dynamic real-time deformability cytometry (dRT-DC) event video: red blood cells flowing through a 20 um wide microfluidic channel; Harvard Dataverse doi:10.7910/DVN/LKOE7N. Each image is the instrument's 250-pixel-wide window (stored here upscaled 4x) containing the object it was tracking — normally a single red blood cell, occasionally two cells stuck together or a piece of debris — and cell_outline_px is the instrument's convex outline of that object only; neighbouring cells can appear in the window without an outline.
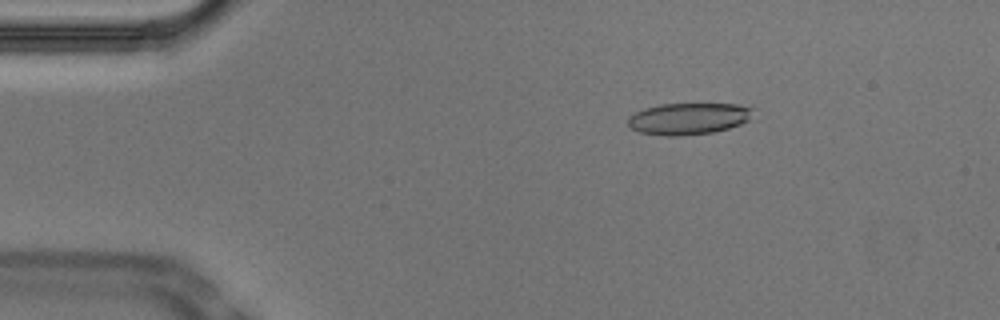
{"species": "Egyptian fruit bat (a non-hibernating species)", "species_latin": "Rousettus aegyptiacus", "temperature_condition": "cold", "stored_images_in_passage": 54, "camera_frame_rate_fps": 3000, "um_per_image_px": 0.085, "animal": {"sex": "male"}, "frame": {"image": 1, "passage_image": 9, "time_ms": 2.667, "image_size_px": [1000, 320], "cell_outline_px": [[752, 108], [748, 120], [740, 124], [728, 128], [712, 132], [676, 136], [668, 136], [640, 132], [632, 128], [628, 124], [628, 116], [644, 108], [660, 104], [736, 104]], "centroid_in_image_um": [58.47, 10.08], "position_along_channel_um": 26.5, "area_um2": 22.72}}
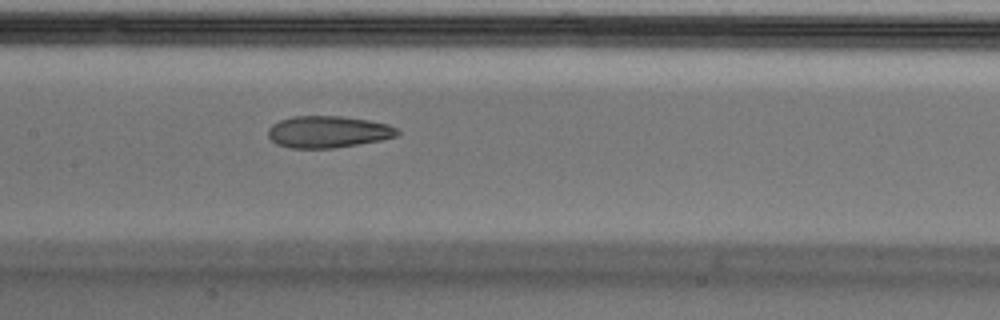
{"frame": {"image": 2, "passage_image": 26, "time_ms": 8.333, "image_size_px": [1000, 320], "cell_outline_px": [[400, 132], [396, 136], [380, 140], [332, 148], [292, 148], [276, 144], [268, 136], [268, 128], [272, 124], [280, 120], [292, 116], [340, 116], [368, 120], [388, 124], [396, 128]], "centroid_in_image_um": [27.85, 11.2], "position_along_channel_um": 179.5, "area_um2": 23.81}}
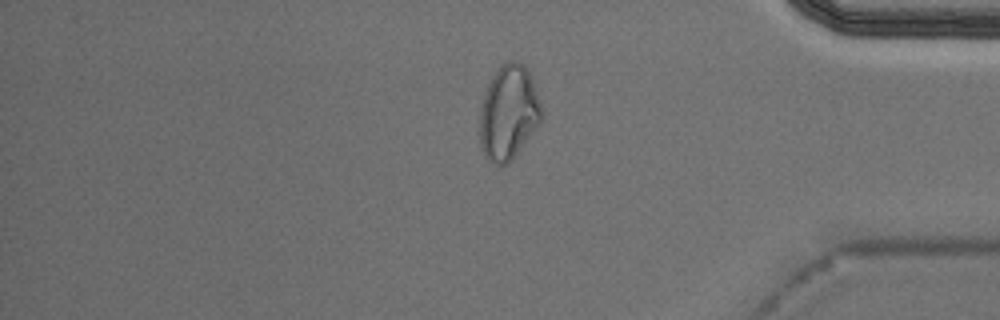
{"frame": {"image": 3, "passage_image": 45, "time_ms": 14.667, "image_size_px": [1000, 320], "cell_outline_px": [[540, 124], [512, 160], [508, 164], [492, 164], [484, 156], [480, 144], [480, 108], [488, 84], [496, 68], [504, 60], [516, 60], [524, 64], [532, 80], [540, 104]], "centroid_in_image_um": [43.2, 9.57], "position_along_channel_um": 392.0, "area_um2": 34.04}, "authors_computed_cell_mechanics": {"area_um2": 24.4205, "velocity_mm_per_s": 3.7278, "shape_relaxation_time_tau1_ms": null, "shape_relaxation_time_tau2_ms": 3.1238, "deformation_change_tau1": null, "deformation_change_tau2": 0.1118}}